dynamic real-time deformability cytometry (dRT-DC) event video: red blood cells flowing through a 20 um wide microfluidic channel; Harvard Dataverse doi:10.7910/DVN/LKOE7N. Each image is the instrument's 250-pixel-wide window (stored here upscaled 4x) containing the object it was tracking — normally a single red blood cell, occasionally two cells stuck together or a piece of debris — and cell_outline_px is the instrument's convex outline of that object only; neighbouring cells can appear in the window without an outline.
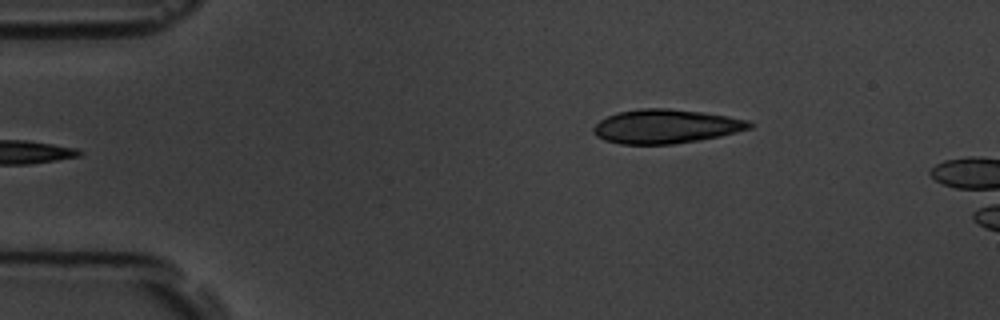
{"species": "common noctule bat (a hibernating species)", "species_latin": "Nyctalus noctula", "temperature_condition": "room temperature", "stored_images_in_passage": 2, "camera_frame_rate_fps": 3000, "um_per_image_px": 0.085, "animal": {"sex": "male", "body_mass_g": 19.5, "forearm_length_mm": 54.6}, "frame": {"image": 1, "passage_image": 2, "time_ms": 1.333, "image_size_px": [1000, 320], "cell_outline_px": [[756, 124], [752, 128], [720, 136], [700, 140], [672, 144], [620, 144], [604, 140], [596, 136], [592, 132], [592, 128], [600, 120], [616, 112], [640, 108], [668, 108], [704, 112], [728, 116], [748, 120]], "centroid_in_image_um": [56.6, 10.74], "position_along_channel_um": 28.4, "area_um2": 31.21}}